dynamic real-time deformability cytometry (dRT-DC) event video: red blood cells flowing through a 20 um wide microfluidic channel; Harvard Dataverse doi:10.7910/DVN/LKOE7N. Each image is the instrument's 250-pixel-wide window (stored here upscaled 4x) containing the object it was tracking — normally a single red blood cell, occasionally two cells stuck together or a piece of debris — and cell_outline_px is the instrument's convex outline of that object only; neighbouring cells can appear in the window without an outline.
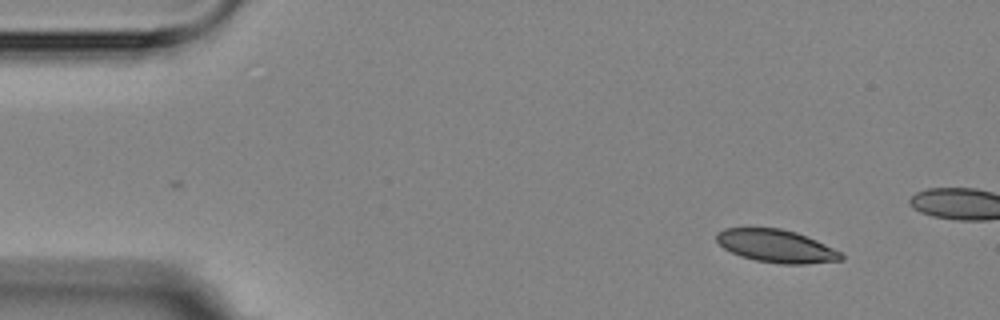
{"species": "Egyptian fruit bat (a non-hibernating species)", "species_latin": "Rousettus aegyptiacus", "temperature_condition": "room temperature", "stored_images_in_passage": 4, "camera_frame_rate_fps": 3000, "um_per_image_px": 0.085, "animal": {"sex": "female"}, "frame": {"image": 1, "passage_image": 1, "time_ms": 0.0, "image_size_px": [1000, 320], "cell_outline_px": [[844, 260], [804, 264], [780, 264], [756, 260], [740, 256], [724, 248], [716, 240], [716, 232], [724, 228], [780, 228], [796, 232], [816, 240], [844, 252]], "centroid_in_image_um": [66.02, 20.92], "position_along_channel_um": 19.0, "area_um2": 23.99}}